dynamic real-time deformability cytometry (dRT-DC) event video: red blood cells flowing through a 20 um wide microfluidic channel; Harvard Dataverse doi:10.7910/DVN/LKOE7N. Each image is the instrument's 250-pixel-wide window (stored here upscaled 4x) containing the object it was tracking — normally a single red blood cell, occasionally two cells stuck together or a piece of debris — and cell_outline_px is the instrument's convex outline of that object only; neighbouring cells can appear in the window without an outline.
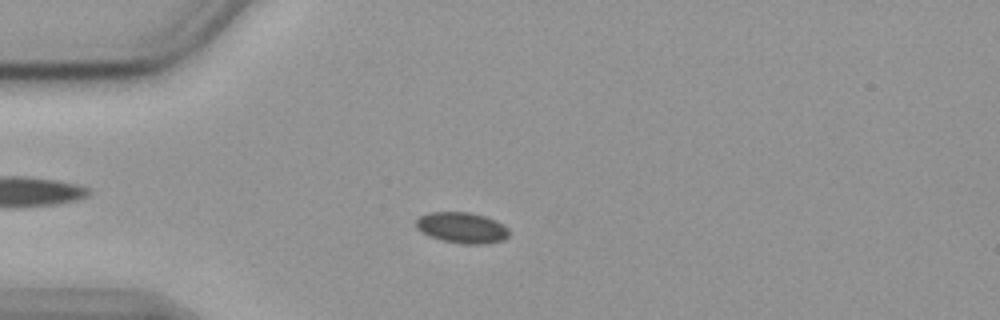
{"species": "common noctule bat (a hibernating species)", "species_latin": "Nyctalus noctula", "temperature_condition": "cold", "stored_images_in_passage": 55, "camera_frame_rate_fps": 3000, "um_per_image_px": 0.085, "animal": {"sex": "female", "body_mass_g": 19.9}, "frame": {"image": 1, "passage_image": 13, "time_ms": 4.0, "image_size_px": [1000, 320], "cell_outline_px": [[508, 236], [504, 240], [488, 244], [460, 244], [440, 240], [416, 228], [416, 220], [420, 216], [432, 212], [468, 212], [484, 216], [508, 228]], "centroid_in_image_um": [39.26, 19.37], "position_along_channel_um": 45.7, "area_um2": 16.53}}
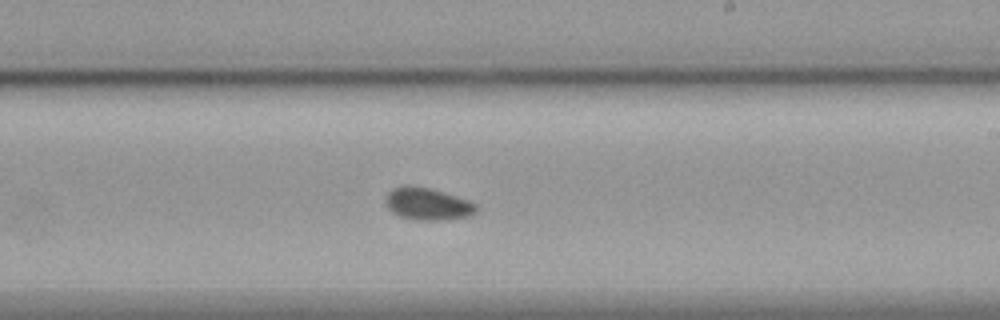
{"frame": {"image": 2, "passage_image": 32, "time_ms": 10.333, "image_size_px": [1000, 320], "cell_outline_px": [[476, 212], [468, 216], [444, 220], [416, 220], [400, 216], [392, 212], [388, 208], [384, 200], [384, 196], [392, 188], [428, 188], [444, 192], [476, 204]], "centroid_in_image_um": [36.32, 17.37], "position_along_channel_um": 252.7, "area_um2": 16.47}}
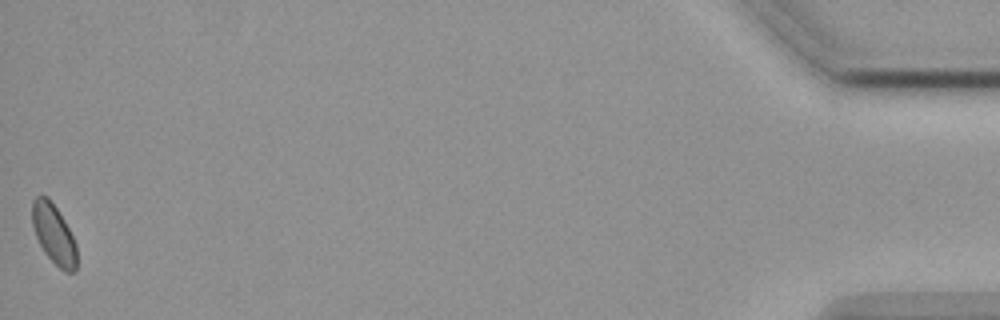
{"frame": {"image": 3, "passage_image": 55, "time_ms": 18.0, "image_size_px": [1000, 320], "cell_outline_px": [[76, 272], [64, 272], [44, 252], [36, 236], [32, 224], [32, 200], [36, 196], [48, 196], [64, 220], [76, 244]], "centroid_in_image_um": [4.56, 19.89], "position_along_channel_um": 430.6, "area_um2": 15.32}}